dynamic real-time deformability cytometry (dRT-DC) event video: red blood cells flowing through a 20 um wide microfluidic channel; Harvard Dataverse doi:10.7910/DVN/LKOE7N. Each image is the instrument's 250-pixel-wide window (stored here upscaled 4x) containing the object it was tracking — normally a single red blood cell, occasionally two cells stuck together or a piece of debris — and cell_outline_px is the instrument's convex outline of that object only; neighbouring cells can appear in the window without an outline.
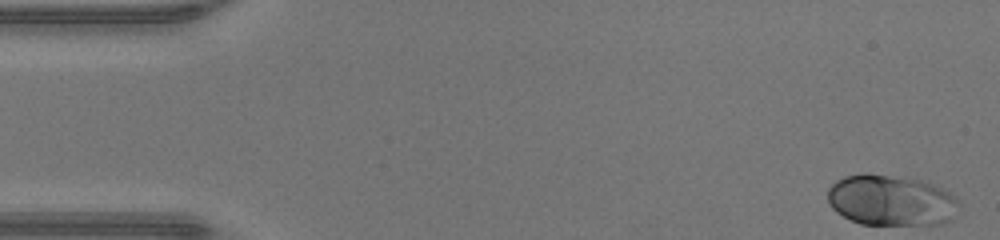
{"species": "human", "species_latin": "Homo sapiens", "temperature_condition": "warm", "stored_images_in_passage": 47, "camera_frame_rate_fps": 3000, "um_per_image_px": 0.085, "donor": {"sex": "male"}, "frame": {"image": 1, "passage_image": 1, "time_ms": 0.0, "image_size_px": [1000, 240], "cell_outline_px": [[960, 200], [952, 220], [940, 224], [860, 224], [836, 212], [832, 208], [828, 200], [828, 188], [836, 180], [844, 176], [888, 176], [920, 180], [932, 184], [948, 192]], "centroid_in_image_um": [75.75, 17.07], "position_along_channel_um": 9.2, "area_um2": 38.09}}
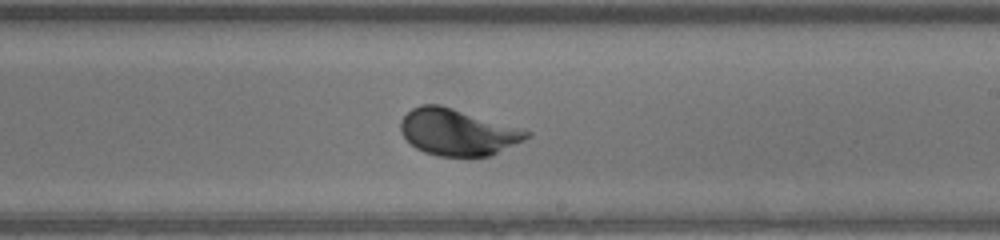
{"frame": {"image": 2, "passage_image": 27, "time_ms": 8.667, "image_size_px": [1000, 240], "cell_outline_px": [[532, 136], [492, 156], [440, 156], [424, 152], [416, 148], [400, 132], [400, 120], [412, 108], [420, 104], [440, 104], [520, 128], [532, 132]], "centroid_in_image_um": [38.9, 11.23], "position_along_channel_um": 250.1, "area_um2": 34.1}}
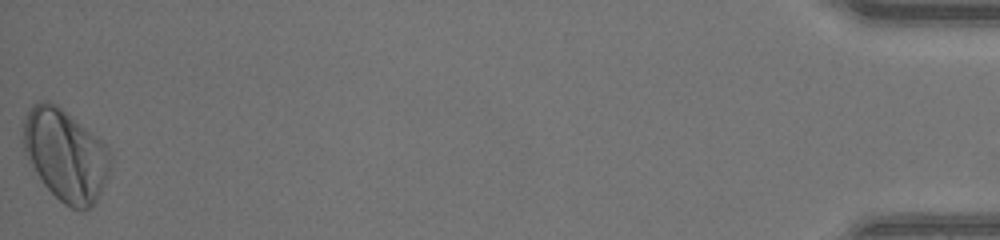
{"frame": {"image": 3, "passage_image": 47, "time_ms": 15.333, "image_size_px": [1000, 240], "cell_outline_px": [[112, 160], [108, 176], [96, 200], [88, 208], [72, 208], [64, 204], [44, 184], [28, 160], [24, 152], [20, 140], [24, 120], [32, 104], [40, 100], [48, 100], [56, 104], [68, 112], [96, 136], [108, 148]], "centroid_in_image_um": [5.53, 13.13], "position_along_channel_um": 429.7, "area_um2": 46.53}, "authors_computed_cell_mechanics": {"area_um2": 34.2754, "velocity_mm_per_s": 4.3027, "shape_relaxation_time_tau1_ms": 1.6237, "shape_relaxation_time_tau2_ms": null, "deformation_change_tau1": 0.1335, "deformation_change_tau2": null}}